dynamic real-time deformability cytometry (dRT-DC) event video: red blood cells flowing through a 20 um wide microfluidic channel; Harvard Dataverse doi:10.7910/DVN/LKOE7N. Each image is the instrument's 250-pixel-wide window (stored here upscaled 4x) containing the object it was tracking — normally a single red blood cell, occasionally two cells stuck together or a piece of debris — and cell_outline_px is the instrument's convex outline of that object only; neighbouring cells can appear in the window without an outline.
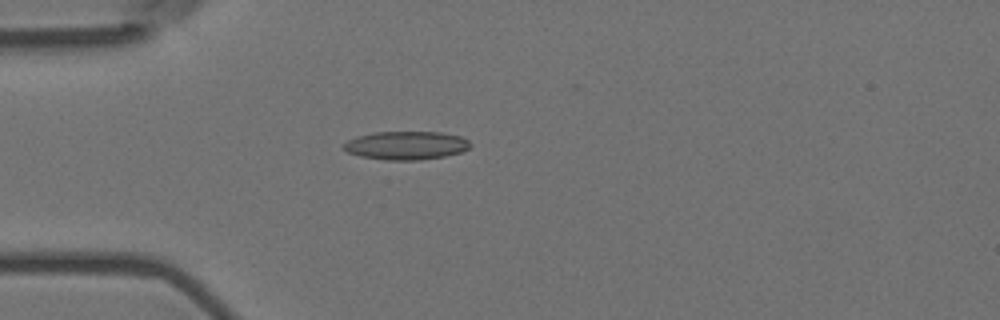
{"species": "Egyptian fruit bat (a non-hibernating species)", "species_latin": "Rousettus aegyptiacus", "temperature_condition": "room temperature", "stored_images_in_passage": 6, "camera_frame_rate_fps": 3000, "um_per_image_px": 0.085, "animal": {"sex": "female"}, "frame": {"image": 1, "passage_image": 5, "time_ms": 1.333, "image_size_px": [1000, 320], "cell_outline_px": [[472, 144], [468, 148], [460, 152], [444, 156], [420, 160], [384, 160], [360, 156], [348, 152], [340, 144], [356, 136], [376, 132], [440, 132], [460, 136], [468, 140]], "centroid_in_image_um": [34.49, 12.36], "position_along_channel_um": 50.5, "area_um2": 20.98}}